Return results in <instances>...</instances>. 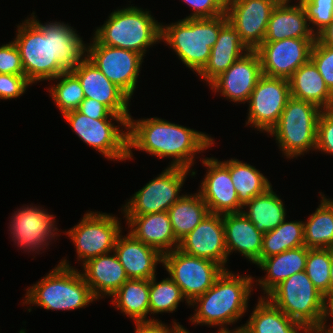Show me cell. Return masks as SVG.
<instances>
[{
	"label": "cell",
	"mask_w": 333,
	"mask_h": 333,
	"mask_svg": "<svg viewBox=\"0 0 333 333\" xmlns=\"http://www.w3.org/2000/svg\"><path fill=\"white\" fill-rule=\"evenodd\" d=\"M34 14L16 25L13 40L20 52L24 75L32 85L71 71L87 57V44L76 29L63 21L43 24Z\"/></svg>",
	"instance_id": "obj_1"
},
{
	"label": "cell",
	"mask_w": 333,
	"mask_h": 333,
	"mask_svg": "<svg viewBox=\"0 0 333 333\" xmlns=\"http://www.w3.org/2000/svg\"><path fill=\"white\" fill-rule=\"evenodd\" d=\"M215 141L211 135L158 117L128 119V160L136 149L155 157L172 158L168 167L192 170L195 155L204 153ZM191 168V169H190Z\"/></svg>",
	"instance_id": "obj_2"
},
{
	"label": "cell",
	"mask_w": 333,
	"mask_h": 333,
	"mask_svg": "<svg viewBox=\"0 0 333 333\" xmlns=\"http://www.w3.org/2000/svg\"><path fill=\"white\" fill-rule=\"evenodd\" d=\"M254 280L252 275L224 270L210 289L190 303V307L196 306L190 322L195 326L229 329L228 325L237 323L248 312Z\"/></svg>",
	"instance_id": "obj_3"
},
{
	"label": "cell",
	"mask_w": 333,
	"mask_h": 333,
	"mask_svg": "<svg viewBox=\"0 0 333 333\" xmlns=\"http://www.w3.org/2000/svg\"><path fill=\"white\" fill-rule=\"evenodd\" d=\"M80 271L67 259H62L40 281L27 288L22 303L52 311H73L89 306L97 299Z\"/></svg>",
	"instance_id": "obj_4"
},
{
	"label": "cell",
	"mask_w": 333,
	"mask_h": 333,
	"mask_svg": "<svg viewBox=\"0 0 333 333\" xmlns=\"http://www.w3.org/2000/svg\"><path fill=\"white\" fill-rule=\"evenodd\" d=\"M227 22V15L223 14L215 18H184L168 25L161 24V42L169 45L186 68L198 76L209 61L220 29Z\"/></svg>",
	"instance_id": "obj_5"
},
{
	"label": "cell",
	"mask_w": 333,
	"mask_h": 333,
	"mask_svg": "<svg viewBox=\"0 0 333 333\" xmlns=\"http://www.w3.org/2000/svg\"><path fill=\"white\" fill-rule=\"evenodd\" d=\"M153 16L149 9L137 6L117 8L92 36L99 44L131 50L144 57L148 48L161 42L162 23Z\"/></svg>",
	"instance_id": "obj_6"
},
{
	"label": "cell",
	"mask_w": 333,
	"mask_h": 333,
	"mask_svg": "<svg viewBox=\"0 0 333 333\" xmlns=\"http://www.w3.org/2000/svg\"><path fill=\"white\" fill-rule=\"evenodd\" d=\"M322 111L310 102L291 96L278 123L267 135L275 137L278 149L287 159L303 157L316 149L317 122Z\"/></svg>",
	"instance_id": "obj_7"
},
{
	"label": "cell",
	"mask_w": 333,
	"mask_h": 333,
	"mask_svg": "<svg viewBox=\"0 0 333 333\" xmlns=\"http://www.w3.org/2000/svg\"><path fill=\"white\" fill-rule=\"evenodd\" d=\"M266 298L311 333L323 323L325 297L315 288L305 271L285 279Z\"/></svg>",
	"instance_id": "obj_8"
},
{
	"label": "cell",
	"mask_w": 333,
	"mask_h": 333,
	"mask_svg": "<svg viewBox=\"0 0 333 333\" xmlns=\"http://www.w3.org/2000/svg\"><path fill=\"white\" fill-rule=\"evenodd\" d=\"M63 118L79 139L106 159L128 160V119H92L78 110L63 114Z\"/></svg>",
	"instance_id": "obj_9"
},
{
	"label": "cell",
	"mask_w": 333,
	"mask_h": 333,
	"mask_svg": "<svg viewBox=\"0 0 333 333\" xmlns=\"http://www.w3.org/2000/svg\"><path fill=\"white\" fill-rule=\"evenodd\" d=\"M65 233L76 249L77 261L83 265L89 259L114 251L122 226L113 214L91 211Z\"/></svg>",
	"instance_id": "obj_10"
},
{
	"label": "cell",
	"mask_w": 333,
	"mask_h": 333,
	"mask_svg": "<svg viewBox=\"0 0 333 333\" xmlns=\"http://www.w3.org/2000/svg\"><path fill=\"white\" fill-rule=\"evenodd\" d=\"M196 172L194 169L179 167L165 168L126 201L120 209L122 214L145 215L168 212L169 208L184 195H180V191H182L187 175L192 177L196 175Z\"/></svg>",
	"instance_id": "obj_11"
},
{
	"label": "cell",
	"mask_w": 333,
	"mask_h": 333,
	"mask_svg": "<svg viewBox=\"0 0 333 333\" xmlns=\"http://www.w3.org/2000/svg\"><path fill=\"white\" fill-rule=\"evenodd\" d=\"M161 265L189 303L210 289L225 270L214 261L185 254L178 248L163 254Z\"/></svg>",
	"instance_id": "obj_12"
},
{
	"label": "cell",
	"mask_w": 333,
	"mask_h": 333,
	"mask_svg": "<svg viewBox=\"0 0 333 333\" xmlns=\"http://www.w3.org/2000/svg\"><path fill=\"white\" fill-rule=\"evenodd\" d=\"M290 97L287 79L262 75L247 102L249 107L245 125L268 134L278 123Z\"/></svg>",
	"instance_id": "obj_13"
},
{
	"label": "cell",
	"mask_w": 333,
	"mask_h": 333,
	"mask_svg": "<svg viewBox=\"0 0 333 333\" xmlns=\"http://www.w3.org/2000/svg\"><path fill=\"white\" fill-rule=\"evenodd\" d=\"M87 58L130 99L136 91L144 58L131 50L99 44L94 38L87 43Z\"/></svg>",
	"instance_id": "obj_14"
},
{
	"label": "cell",
	"mask_w": 333,
	"mask_h": 333,
	"mask_svg": "<svg viewBox=\"0 0 333 333\" xmlns=\"http://www.w3.org/2000/svg\"><path fill=\"white\" fill-rule=\"evenodd\" d=\"M10 220L8 228L14 244L28 253H41L55 237L57 240L60 236L55 216L44 207L31 204L22 206L12 214Z\"/></svg>",
	"instance_id": "obj_15"
},
{
	"label": "cell",
	"mask_w": 333,
	"mask_h": 333,
	"mask_svg": "<svg viewBox=\"0 0 333 333\" xmlns=\"http://www.w3.org/2000/svg\"><path fill=\"white\" fill-rule=\"evenodd\" d=\"M316 38H286L276 42H263L257 49L262 74L269 77L289 79L310 59Z\"/></svg>",
	"instance_id": "obj_16"
},
{
	"label": "cell",
	"mask_w": 333,
	"mask_h": 333,
	"mask_svg": "<svg viewBox=\"0 0 333 333\" xmlns=\"http://www.w3.org/2000/svg\"><path fill=\"white\" fill-rule=\"evenodd\" d=\"M280 0H227L226 15L250 50L264 41L270 15Z\"/></svg>",
	"instance_id": "obj_17"
},
{
	"label": "cell",
	"mask_w": 333,
	"mask_h": 333,
	"mask_svg": "<svg viewBox=\"0 0 333 333\" xmlns=\"http://www.w3.org/2000/svg\"><path fill=\"white\" fill-rule=\"evenodd\" d=\"M200 161L207 171L197 191L207 204L209 213L241 212L243 206L239 203L229 169L215 157H203Z\"/></svg>",
	"instance_id": "obj_18"
},
{
	"label": "cell",
	"mask_w": 333,
	"mask_h": 333,
	"mask_svg": "<svg viewBox=\"0 0 333 333\" xmlns=\"http://www.w3.org/2000/svg\"><path fill=\"white\" fill-rule=\"evenodd\" d=\"M262 75L259 54L249 50L208 86L229 101L245 104Z\"/></svg>",
	"instance_id": "obj_19"
},
{
	"label": "cell",
	"mask_w": 333,
	"mask_h": 333,
	"mask_svg": "<svg viewBox=\"0 0 333 333\" xmlns=\"http://www.w3.org/2000/svg\"><path fill=\"white\" fill-rule=\"evenodd\" d=\"M183 253L209 259L225 270L229 261L225 245L223 217L221 214H207L203 220L179 242Z\"/></svg>",
	"instance_id": "obj_20"
},
{
	"label": "cell",
	"mask_w": 333,
	"mask_h": 333,
	"mask_svg": "<svg viewBox=\"0 0 333 333\" xmlns=\"http://www.w3.org/2000/svg\"><path fill=\"white\" fill-rule=\"evenodd\" d=\"M71 71L78 77L85 98L97 100L114 114L131 116L130 98L87 57Z\"/></svg>",
	"instance_id": "obj_21"
},
{
	"label": "cell",
	"mask_w": 333,
	"mask_h": 333,
	"mask_svg": "<svg viewBox=\"0 0 333 333\" xmlns=\"http://www.w3.org/2000/svg\"><path fill=\"white\" fill-rule=\"evenodd\" d=\"M114 252L129 279L150 280L156 276L157 265L163 264V254L156 248L144 244L130 232L119 235Z\"/></svg>",
	"instance_id": "obj_22"
},
{
	"label": "cell",
	"mask_w": 333,
	"mask_h": 333,
	"mask_svg": "<svg viewBox=\"0 0 333 333\" xmlns=\"http://www.w3.org/2000/svg\"><path fill=\"white\" fill-rule=\"evenodd\" d=\"M130 232L136 239L152 246L162 254L179 247L168 212L145 215H123Z\"/></svg>",
	"instance_id": "obj_23"
},
{
	"label": "cell",
	"mask_w": 333,
	"mask_h": 333,
	"mask_svg": "<svg viewBox=\"0 0 333 333\" xmlns=\"http://www.w3.org/2000/svg\"><path fill=\"white\" fill-rule=\"evenodd\" d=\"M223 226L225 245L228 257L231 253H239L250 263L257 265L260 262L263 233L243 214L236 212L224 214Z\"/></svg>",
	"instance_id": "obj_24"
},
{
	"label": "cell",
	"mask_w": 333,
	"mask_h": 333,
	"mask_svg": "<svg viewBox=\"0 0 333 333\" xmlns=\"http://www.w3.org/2000/svg\"><path fill=\"white\" fill-rule=\"evenodd\" d=\"M82 267L81 273L97 300L111 297L129 279L114 251L91 258Z\"/></svg>",
	"instance_id": "obj_25"
},
{
	"label": "cell",
	"mask_w": 333,
	"mask_h": 333,
	"mask_svg": "<svg viewBox=\"0 0 333 333\" xmlns=\"http://www.w3.org/2000/svg\"><path fill=\"white\" fill-rule=\"evenodd\" d=\"M280 0L273 9L263 42H276L286 38H316L309 27L302 4Z\"/></svg>",
	"instance_id": "obj_26"
},
{
	"label": "cell",
	"mask_w": 333,
	"mask_h": 333,
	"mask_svg": "<svg viewBox=\"0 0 333 333\" xmlns=\"http://www.w3.org/2000/svg\"><path fill=\"white\" fill-rule=\"evenodd\" d=\"M249 50L238 31L228 21L220 29L217 41L211 48L209 61L198 74L199 77L209 85Z\"/></svg>",
	"instance_id": "obj_27"
},
{
	"label": "cell",
	"mask_w": 333,
	"mask_h": 333,
	"mask_svg": "<svg viewBox=\"0 0 333 333\" xmlns=\"http://www.w3.org/2000/svg\"><path fill=\"white\" fill-rule=\"evenodd\" d=\"M308 248L303 245L286 250L278 255L262 259L257 267L266 272L261 279L254 281L264 292L260 297H266L276 286L295 273L305 271ZM266 294V295H265Z\"/></svg>",
	"instance_id": "obj_28"
},
{
	"label": "cell",
	"mask_w": 333,
	"mask_h": 333,
	"mask_svg": "<svg viewBox=\"0 0 333 333\" xmlns=\"http://www.w3.org/2000/svg\"><path fill=\"white\" fill-rule=\"evenodd\" d=\"M288 81L292 97L310 102L321 110H333V93L311 59L301 65Z\"/></svg>",
	"instance_id": "obj_29"
},
{
	"label": "cell",
	"mask_w": 333,
	"mask_h": 333,
	"mask_svg": "<svg viewBox=\"0 0 333 333\" xmlns=\"http://www.w3.org/2000/svg\"><path fill=\"white\" fill-rule=\"evenodd\" d=\"M245 333H311L300 322L289 318L266 297H259L248 321L241 325Z\"/></svg>",
	"instance_id": "obj_30"
},
{
	"label": "cell",
	"mask_w": 333,
	"mask_h": 333,
	"mask_svg": "<svg viewBox=\"0 0 333 333\" xmlns=\"http://www.w3.org/2000/svg\"><path fill=\"white\" fill-rule=\"evenodd\" d=\"M285 207L282 198L273 191L271 186L264 193L256 195L246 203L241 212L255 225L257 230L266 233L277 228L287 218Z\"/></svg>",
	"instance_id": "obj_31"
},
{
	"label": "cell",
	"mask_w": 333,
	"mask_h": 333,
	"mask_svg": "<svg viewBox=\"0 0 333 333\" xmlns=\"http://www.w3.org/2000/svg\"><path fill=\"white\" fill-rule=\"evenodd\" d=\"M110 302L115 309L120 310L134 322L159 320L155 317L149 319L148 316L150 315L149 280H126L111 296Z\"/></svg>",
	"instance_id": "obj_32"
},
{
	"label": "cell",
	"mask_w": 333,
	"mask_h": 333,
	"mask_svg": "<svg viewBox=\"0 0 333 333\" xmlns=\"http://www.w3.org/2000/svg\"><path fill=\"white\" fill-rule=\"evenodd\" d=\"M320 194V204L304 223V245L309 249H333V199Z\"/></svg>",
	"instance_id": "obj_33"
},
{
	"label": "cell",
	"mask_w": 333,
	"mask_h": 333,
	"mask_svg": "<svg viewBox=\"0 0 333 333\" xmlns=\"http://www.w3.org/2000/svg\"><path fill=\"white\" fill-rule=\"evenodd\" d=\"M230 171L233 185L236 189L239 203L244 206L256 195L264 193L272 184L261 173L249 163L239 161L236 158L221 161Z\"/></svg>",
	"instance_id": "obj_34"
},
{
	"label": "cell",
	"mask_w": 333,
	"mask_h": 333,
	"mask_svg": "<svg viewBox=\"0 0 333 333\" xmlns=\"http://www.w3.org/2000/svg\"><path fill=\"white\" fill-rule=\"evenodd\" d=\"M175 237L180 241L209 214L207 204L197 191L185 193L168 210Z\"/></svg>",
	"instance_id": "obj_35"
},
{
	"label": "cell",
	"mask_w": 333,
	"mask_h": 333,
	"mask_svg": "<svg viewBox=\"0 0 333 333\" xmlns=\"http://www.w3.org/2000/svg\"><path fill=\"white\" fill-rule=\"evenodd\" d=\"M304 221L284 220L274 230L263 233L260 261L304 245Z\"/></svg>",
	"instance_id": "obj_36"
},
{
	"label": "cell",
	"mask_w": 333,
	"mask_h": 333,
	"mask_svg": "<svg viewBox=\"0 0 333 333\" xmlns=\"http://www.w3.org/2000/svg\"><path fill=\"white\" fill-rule=\"evenodd\" d=\"M156 281V276L149 280L150 315L176 312L180 302L184 301L190 306L180 287L170 277Z\"/></svg>",
	"instance_id": "obj_37"
},
{
	"label": "cell",
	"mask_w": 333,
	"mask_h": 333,
	"mask_svg": "<svg viewBox=\"0 0 333 333\" xmlns=\"http://www.w3.org/2000/svg\"><path fill=\"white\" fill-rule=\"evenodd\" d=\"M57 84L52 83L48 88L51 99L60 110L61 115L77 110L85 99L83 89L78 77L72 71H66L53 78ZM58 81V82H57Z\"/></svg>",
	"instance_id": "obj_38"
},
{
	"label": "cell",
	"mask_w": 333,
	"mask_h": 333,
	"mask_svg": "<svg viewBox=\"0 0 333 333\" xmlns=\"http://www.w3.org/2000/svg\"><path fill=\"white\" fill-rule=\"evenodd\" d=\"M331 249H309L305 272L315 288L326 298L329 295Z\"/></svg>",
	"instance_id": "obj_39"
},
{
	"label": "cell",
	"mask_w": 333,
	"mask_h": 333,
	"mask_svg": "<svg viewBox=\"0 0 333 333\" xmlns=\"http://www.w3.org/2000/svg\"><path fill=\"white\" fill-rule=\"evenodd\" d=\"M300 3L316 36L333 21V0H301Z\"/></svg>",
	"instance_id": "obj_40"
},
{
	"label": "cell",
	"mask_w": 333,
	"mask_h": 333,
	"mask_svg": "<svg viewBox=\"0 0 333 333\" xmlns=\"http://www.w3.org/2000/svg\"><path fill=\"white\" fill-rule=\"evenodd\" d=\"M310 59L316 65L326 86L333 93V47L322 44L316 38L311 49Z\"/></svg>",
	"instance_id": "obj_41"
},
{
	"label": "cell",
	"mask_w": 333,
	"mask_h": 333,
	"mask_svg": "<svg viewBox=\"0 0 333 333\" xmlns=\"http://www.w3.org/2000/svg\"><path fill=\"white\" fill-rule=\"evenodd\" d=\"M315 151L333 156V110H323L319 115Z\"/></svg>",
	"instance_id": "obj_42"
},
{
	"label": "cell",
	"mask_w": 333,
	"mask_h": 333,
	"mask_svg": "<svg viewBox=\"0 0 333 333\" xmlns=\"http://www.w3.org/2000/svg\"><path fill=\"white\" fill-rule=\"evenodd\" d=\"M192 12L187 18H215L226 14L227 0H181Z\"/></svg>",
	"instance_id": "obj_43"
},
{
	"label": "cell",
	"mask_w": 333,
	"mask_h": 333,
	"mask_svg": "<svg viewBox=\"0 0 333 333\" xmlns=\"http://www.w3.org/2000/svg\"><path fill=\"white\" fill-rule=\"evenodd\" d=\"M32 85L25 75L0 73V99L10 100L22 96Z\"/></svg>",
	"instance_id": "obj_44"
},
{
	"label": "cell",
	"mask_w": 333,
	"mask_h": 333,
	"mask_svg": "<svg viewBox=\"0 0 333 333\" xmlns=\"http://www.w3.org/2000/svg\"><path fill=\"white\" fill-rule=\"evenodd\" d=\"M0 73L24 75L20 52L14 41L0 46Z\"/></svg>",
	"instance_id": "obj_45"
},
{
	"label": "cell",
	"mask_w": 333,
	"mask_h": 333,
	"mask_svg": "<svg viewBox=\"0 0 333 333\" xmlns=\"http://www.w3.org/2000/svg\"><path fill=\"white\" fill-rule=\"evenodd\" d=\"M77 110L92 119H129L130 117L114 114L106 105L91 98H85Z\"/></svg>",
	"instance_id": "obj_46"
},
{
	"label": "cell",
	"mask_w": 333,
	"mask_h": 333,
	"mask_svg": "<svg viewBox=\"0 0 333 333\" xmlns=\"http://www.w3.org/2000/svg\"><path fill=\"white\" fill-rule=\"evenodd\" d=\"M172 327L168 324L163 323L161 320H152V321H137L135 324L134 333H172L173 326L177 323L176 320L172 321Z\"/></svg>",
	"instance_id": "obj_47"
},
{
	"label": "cell",
	"mask_w": 333,
	"mask_h": 333,
	"mask_svg": "<svg viewBox=\"0 0 333 333\" xmlns=\"http://www.w3.org/2000/svg\"><path fill=\"white\" fill-rule=\"evenodd\" d=\"M316 38L322 43L333 47V21L325 27Z\"/></svg>",
	"instance_id": "obj_48"
},
{
	"label": "cell",
	"mask_w": 333,
	"mask_h": 333,
	"mask_svg": "<svg viewBox=\"0 0 333 333\" xmlns=\"http://www.w3.org/2000/svg\"><path fill=\"white\" fill-rule=\"evenodd\" d=\"M328 320H331V323H333V294H329L325 298V313L323 323H327Z\"/></svg>",
	"instance_id": "obj_49"
},
{
	"label": "cell",
	"mask_w": 333,
	"mask_h": 333,
	"mask_svg": "<svg viewBox=\"0 0 333 333\" xmlns=\"http://www.w3.org/2000/svg\"><path fill=\"white\" fill-rule=\"evenodd\" d=\"M314 333H333V323L330 325L322 323L321 326Z\"/></svg>",
	"instance_id": "obj_50"
},
{
	"label": "cell",
	"mask_w": 333,
	"mask_h": 333,
	"mask_svg": "<svg viewBox=\"0 0 333 333\" xmlns=\"http://www.w3.org/2000/svg\"><path fill=\"white\" fill-rule=\"evenodd\" d=\"M329 294H333V249H331Z\"/></svg>",
	"instance_id": "obj_51"
},
{
	"label": "cell",
	"mask_w": 333,
	"mask_h": 333,
	"mask_svg": "<svg viewBox=\"0 0 333 333\" xmlns=\"http://www.w3.org/2000/svg\"><path fill=\"white\" fill-rule=\"evenodd\" d=\"M216 333H245L242 326L236 327L232 330L229 329H222V330H217Z\"/></svg>",
	"instance_id": "obj_52"
},
{
	"label": "cell",
	"mask_w": 333,
	"mask_h": 333,
	"mask_svg": "<svg viewBox=\"0 0 333 333\" xmlns=\"http://www.w3.org/2000/svg\"><path fill=\"white\" fill-rule=\"evenodd\" d=\"M172 333H190V331L187 330L183 325H180V323H177L175 326H173Z\"/></svg>",
	"instance_id": "obj_53"
}]
</instances>
